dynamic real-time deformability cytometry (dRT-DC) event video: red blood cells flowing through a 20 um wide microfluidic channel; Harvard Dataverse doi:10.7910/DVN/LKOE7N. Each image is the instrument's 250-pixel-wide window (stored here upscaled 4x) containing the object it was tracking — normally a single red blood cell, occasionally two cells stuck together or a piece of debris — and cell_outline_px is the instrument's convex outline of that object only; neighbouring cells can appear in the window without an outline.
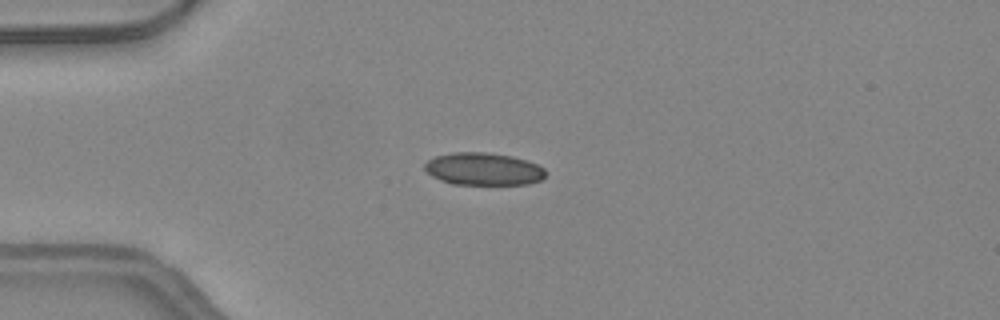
{"species": "common noctule bat (a hibernating species)", "species_latin": "Nyctalus noctula", "temperature_condition": "warm", "stored_images_in_passage": 37, "camera_frame_rate_fps": 3000, "um_per_image_px": 0.085, "animal": {"sex": "female", "body_mass_g": 24.6, "forearm_length_mm": 56.2}, "frame": {"image": 1, "passage_image": 1, "time_ms": 0.0, "image_size_px": [1000, 320], "cell_outline_px": [[544, 176], [540, 180], [528, 184], [452, 184], [440, 180], [432, 176], [424, 168], [424, 164], [428, 160], [436, 156], [452, 152], [488, 152], [512, 156], [528, 160], [544, 168]], "centroid_in_image_um": [41.08, 14.35], "position_along_channel_um": 43.9, "area_um2": 22.89}, "authors_computed_cell_mechanics": {"area_um2": 22.6576, "velocity_mm_per_s": 4.257, "shape_relaxation_time_tau1_ms": null, "shape_relaxation_time_tau2_ms": 0.9923, "deformation_change_tau1": null, "deformation_change_tau2": 0.0677}}